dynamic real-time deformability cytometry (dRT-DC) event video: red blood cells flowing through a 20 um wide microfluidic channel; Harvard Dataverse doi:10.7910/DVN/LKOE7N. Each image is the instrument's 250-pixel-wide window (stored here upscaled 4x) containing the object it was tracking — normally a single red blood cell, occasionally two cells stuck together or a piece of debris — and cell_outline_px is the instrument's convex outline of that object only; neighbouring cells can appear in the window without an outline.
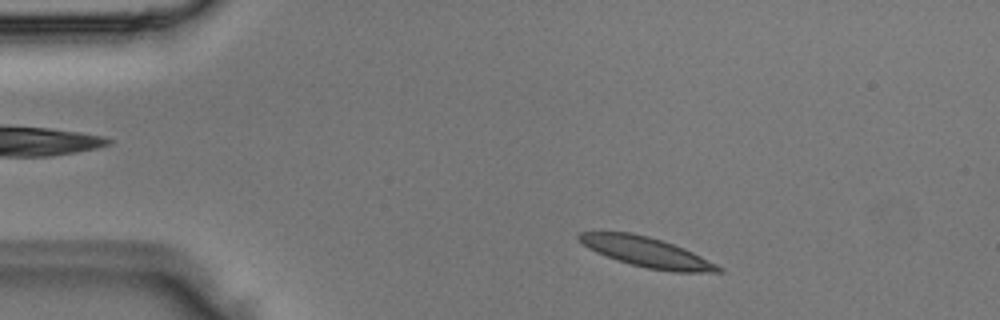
{"species": "Egyptian fruit bat (a non-hibernating species)", "species_latin": "Rousettus aegyptiacus", "temperature_condition": "room temperature", "stored_images_in_passage": 2, "camera_frame_rate_fps": 3000, "um_per_image_px": 0.085, "animal": {"sex": "male"}, "frame": {"image": 1, "passage_image": 1, "time_ms": 0.0, "image_size_px": [1000, 320], "cell_outline_px": [[724, 272], [672, 272], [648, 268], [616, 260], [596, 252], [588, 248], [576, 236], [580, 232], [632, 232], [648, 236], [684, 248], [724, 268]], "centroid_in_image_um": [54.97, 21.43], "position_along_channel_um": 30.0, "area_um2": 23.99}}